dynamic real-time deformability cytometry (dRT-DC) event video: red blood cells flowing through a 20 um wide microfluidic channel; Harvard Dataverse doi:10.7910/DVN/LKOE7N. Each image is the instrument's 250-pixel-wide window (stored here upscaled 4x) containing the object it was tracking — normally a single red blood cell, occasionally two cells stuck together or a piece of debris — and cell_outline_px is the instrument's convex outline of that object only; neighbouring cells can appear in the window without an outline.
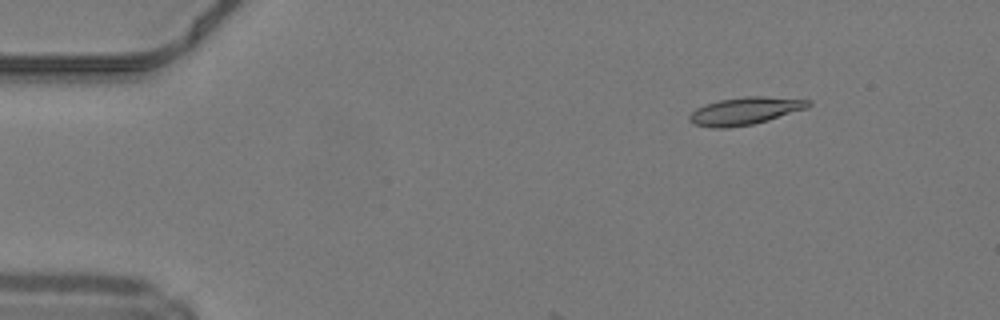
{"species": "common noctule bat (a hibernating species)", "species_latin": "Nyctalus noctula", "temperature_condition": "warm", "stored_images_in_passage": 5, "camera_frame_rate_fps": 3000, "um_per_image_px": 0.085, "animal": {"sex": "male", "body_mass_g": 19.2, "forearm_length_mm": 51.8}, "frame": {"image": 1, "passage_image": 1, "time_ms": 0.0, "image_size_px": [1000, 320], "cell_outline_px": [[812, 104], [808, 108], [768, 120], [752, 124], [728, 128], [712, 128], [692, 124], [688, 120], [688, 116], [696, 108], [704, 104], [720, 100], [744, 96], [764, 96], [812, 100]], "centroid_in_image_um": [63.32, 9.43], "position_along_channel_um": 21.7, "area_um2": 19.25}}